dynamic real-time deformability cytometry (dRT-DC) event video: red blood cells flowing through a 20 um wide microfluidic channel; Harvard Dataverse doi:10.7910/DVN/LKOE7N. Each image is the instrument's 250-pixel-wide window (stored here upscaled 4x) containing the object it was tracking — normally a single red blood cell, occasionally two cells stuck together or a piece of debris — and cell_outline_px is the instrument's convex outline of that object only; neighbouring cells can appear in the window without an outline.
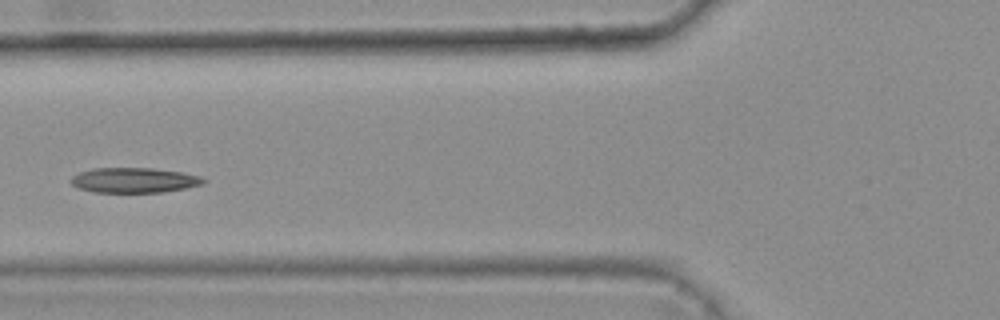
{"species": "common noctule bat (a hibernating species)", "species_latin": "Nyctalus noctula", "temperature_condition": "warm", "stored_images_in_passage": 6, "camera_frame_rate_fps": 3000, "um_per_image_px": 0.085, "animal": {"sex": "female", "body_mass_g": 25.1}, "frame": {"image": 1, "passage_image": 4, "time_ms": 1.0, "image_size_px": [1000, 320], "cell_outline_px": [[208, 180], [204, 184], [164, 192], [92, 192], [80, 188], [72, 184], [72, 176], [80, 172], [96, 168], [152, 168], [180, 172], [200, 176]], "centroid_in_image_um": [11.44, 15.32], "position_along_channel_um": 114.4, "area_um2": 19.19}}
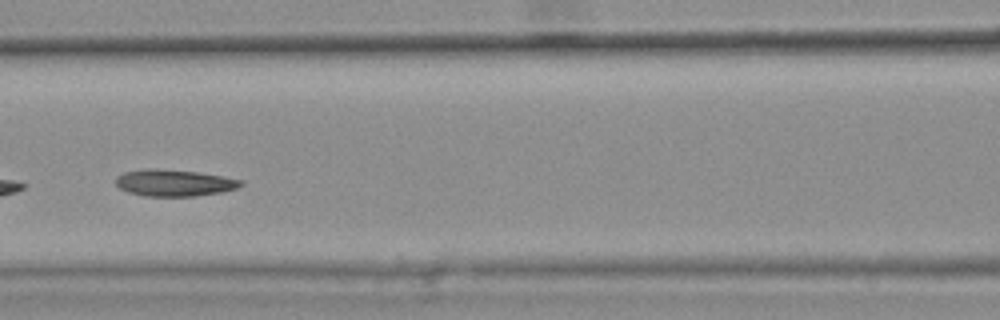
{"frame": {"image": 2, "passage_image": 5, "time_ms": 1.333, "image_size_px": [1000, 320], "cell_outline_px": [[244, 184], [236, 188], [220, 192], [192, 196], [144, 196], [128, 192], [120, 188], [116, 184], [116, 176], [124, 172], [148, 168], [152, 168], [196, 172], [244, 180]], "centroid_in_image_um": [14.78, 15.54], "position_along_channel_um": 151.8, "area_um2": 19.25}}